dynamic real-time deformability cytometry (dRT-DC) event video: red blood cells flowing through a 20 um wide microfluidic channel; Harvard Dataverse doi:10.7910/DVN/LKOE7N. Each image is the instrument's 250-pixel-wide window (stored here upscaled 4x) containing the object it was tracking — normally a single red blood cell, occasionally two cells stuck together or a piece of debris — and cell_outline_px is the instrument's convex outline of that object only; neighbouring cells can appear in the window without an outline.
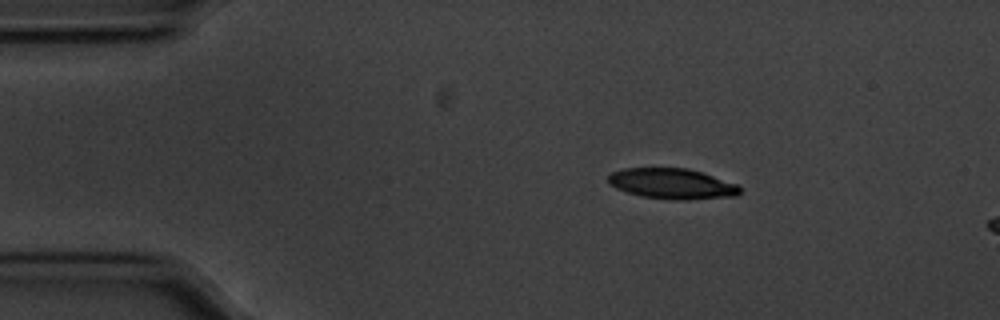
{"species": "common noctule bat (a hibernating species)", "species_latin": "Nyctalus noctula", "temperature_condition": "cold", "stored_images_in_passage": 12, "camera_frame_rate_fps": 3000, "um_per_image_px": 0.085, "animal": {"sex": "male", "body_mass_g": 20.1, "forearm_length_mm": 53.5}, "frame": {"image": 1, "passage_image": 6, "time_ms": 1.667, "image_size_px": [1000, 320], "cell_outline_px": [[740, 192], [736, 196], [688, 200], [668, 200], [640, 196], [616, 188], [608, 184], [608, 176], [612, 172], [624, 168], [688, 168], [736, 184], [740, 188]], "centroid_in_image_um": [57.09, 15.63], "position_along_channel_um": 27.9, "area_um2": 23.41}}